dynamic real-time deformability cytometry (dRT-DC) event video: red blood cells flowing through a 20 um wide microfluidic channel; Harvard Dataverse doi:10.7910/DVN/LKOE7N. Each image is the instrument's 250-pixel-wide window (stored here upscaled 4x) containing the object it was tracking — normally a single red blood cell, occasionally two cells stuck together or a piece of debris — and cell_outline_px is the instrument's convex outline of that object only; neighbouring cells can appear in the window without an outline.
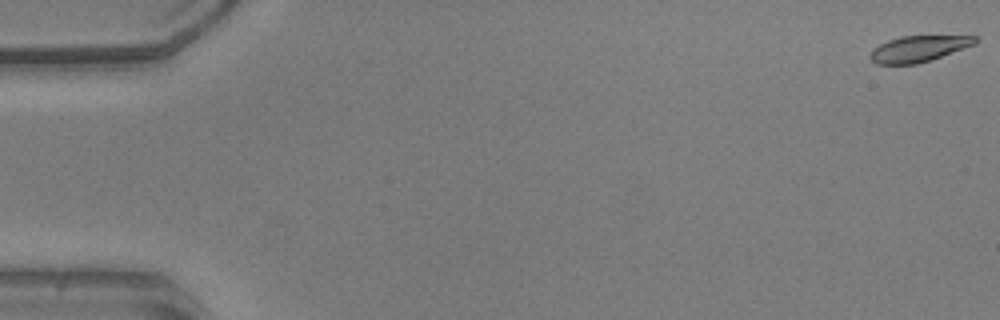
{"species": "common noctule bat (a hibernating species)", "species_latin": "Nyctalus noctula", "temperature_condition": "warm", "stored_images_in_passage": 52, "camera_frame_rate_fps": 3000, "um_per_image_px": 0.085, "animal": {"sex": "male", "body_mass_g": 20.5, "forearm_length_mm": 52.5}, "frame": {"image": 1, "passage_image": 1, "time_ms": 0.0, "image_size_px": [1000, 320], "cell_outline_px": [[980, 40], [976, 44], [916, 64], [876, 64], [872, 60], [872, 48], [888, 40], [900, 36], [976, 36]], "centroid_in_image_um": [78.09, 4.13], "position_along_channel_um": 6.9, "area_um2": 15.66}}
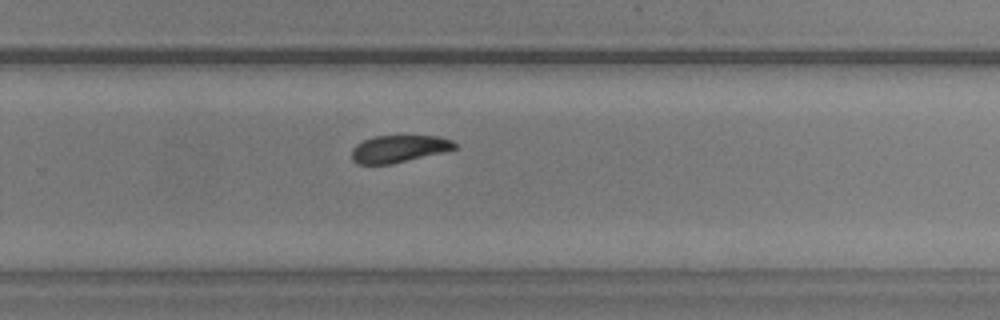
{"frame": {"image": 2, "passage_image": 35, "time_ms": 11.333, "image_size_px": [1000, 320], "cell_outline_px": [[456, 148], [444, 152], [392, 164], [356, 164], [352, 160], [352, 148], [356, 144], [372, 136], [440, 136], [452, 140], [456, 144]], "centroid_in_image_um": [33.89, 12.65], "position_along_channel_um": 295.9, "area_um2": 16.42}}
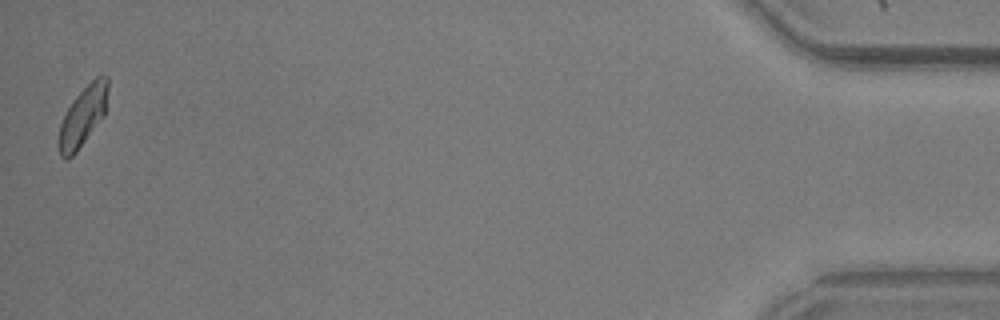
{"frame": {"image": 3, "passage_image": 52, "time_ms": 17.0, "image_size_px": [1000, 320], "cell_outline_px": [[108, 88], [104, 116], [76, 152], [72, 156], [64, 160], [60, 156], [56, 144], [56, 140], [60, 124], [68, 108], [76, 96], [96, 76], [108, 76]], "centroid_in_image_um": [7.01, 9.93], "position_along_channel_um": 428.2, "area_um2": 17.11}, "authors_computed_cell_mechanics": {"area_um2": 17.2244, "velocity_mm_per_s": 3.9357, "shape_relaxation_time_tau1_ms": 2.5536, "shape_relaxation_time_tau2_ms": null, "deformation_change_tau1": 0.0976, "deformation_change_tau2": null}}